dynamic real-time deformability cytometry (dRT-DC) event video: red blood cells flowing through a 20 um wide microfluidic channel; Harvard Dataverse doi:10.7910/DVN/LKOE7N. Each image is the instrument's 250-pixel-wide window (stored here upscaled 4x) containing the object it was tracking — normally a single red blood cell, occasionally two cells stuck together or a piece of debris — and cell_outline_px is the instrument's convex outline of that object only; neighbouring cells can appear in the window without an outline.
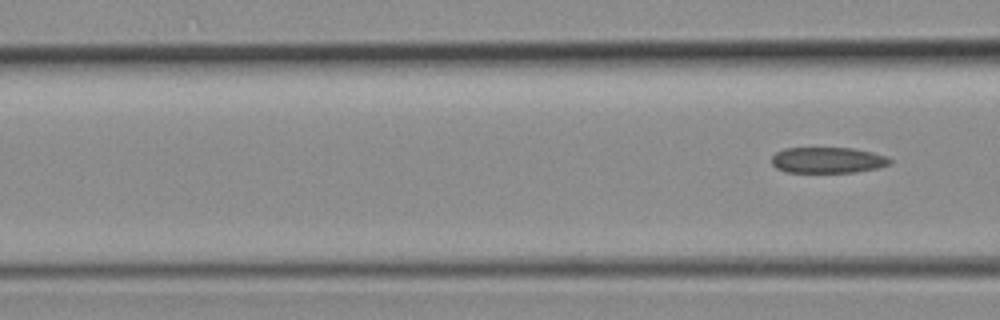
{"species": "common noctule bat (a hibernating species)", "species_latin": "Nyctalus noctula", "temperature_condition": "room temperature", "stored_images_in_passage": 5, "segment_of_instrument_passage": [2, 2], "camera_frame_rate_fps": 3000, "um_per_image_px": 0.085, "animal": {"sex": "female", "body_mass_g": 19.3, "forearm_length_mm": 54.1}, "frame": {"image": 1, "passage_image": 5, "time_ms": 1.333, "image_size_px": [1000, 320], "cell_outline_px": [[892, 160], [888, 164], [880, 168], [856, 172], [784, 172], [776, 168], [772, 164], [772, 156], [776, 152], [784, 148], [852, 148], [872, 152], [888, 156]], "centroid_in_image_um": [70.36, 13.61], "position_along_channel_um": 96.2, "area_um2": 17.98}}